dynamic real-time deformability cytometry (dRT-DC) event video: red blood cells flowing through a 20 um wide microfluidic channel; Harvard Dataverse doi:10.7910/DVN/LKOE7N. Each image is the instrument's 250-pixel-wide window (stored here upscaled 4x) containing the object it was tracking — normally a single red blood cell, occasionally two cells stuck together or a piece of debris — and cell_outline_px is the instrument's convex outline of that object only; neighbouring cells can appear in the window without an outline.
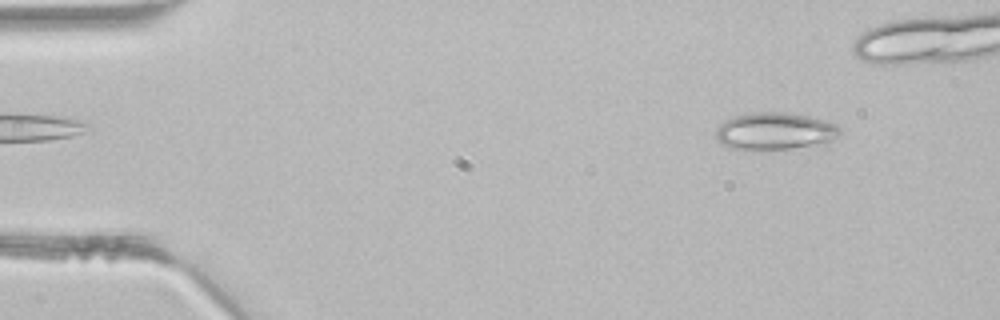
{"species": "common noctule bat (a hibernating species)", "species_latin": "Nyctalus noctula", "temperature_condition": "room temperature", "stored_images_in_passage": 5, "camera_frame_rate_fps": 3000, "um_per_image_px": 0.085, "animal": {"sex": "male", "body_mass_g": 21.5, "forearm_length_mm": 52.0}, "frame": {"image": 1, "passage_image": 1, "time_ms": 0.0, "image_size_px": [1000, 320], "cell_outline_px": [[840, 136], [828, 140], [792, 148], [728, 148], [716, 140], [716, 128], [720, 124], [736, 116], [760, 112], [780, 112], [808, 116], [824, 120], [836, 124], [840, 128]], "centroid_in_image_um": [65.84, 11.13], "position_along_channel_um": 19.2, "area_um2": 25.95}}